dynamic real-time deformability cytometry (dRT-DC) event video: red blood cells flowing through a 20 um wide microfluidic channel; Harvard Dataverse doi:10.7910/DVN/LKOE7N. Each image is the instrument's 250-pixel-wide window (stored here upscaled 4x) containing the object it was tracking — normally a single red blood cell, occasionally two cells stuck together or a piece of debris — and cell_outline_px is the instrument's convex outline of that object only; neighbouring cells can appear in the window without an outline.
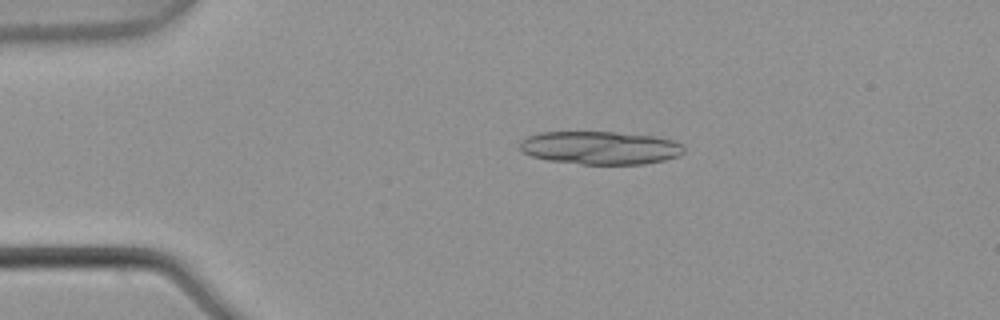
{"species": "common noctule bat (a hibernating species)", "species_latin": "Nyctalus noctula", "temperature_condition": "warm", "stored_images_in_passage": 4, "camera_frame_rate_fps": 3000, "um_per_image_px": 0.085, "animal": {"sex": "male", "body_mass_g": 21.5, "forearm_length_mm": 52.0}, "frame": {"image": 1, "passage_image": 3, "time_ms": 0.667, "image_size_px": [1000, 320], "cell_outline_px": [[684, 152], [680, 156], [664, 160], [644, 164], [580, 164], [548, 160], [532, 156], [524, 152], [520, 148], [520, 140], [528, 136], [540, 132], [616, 132], [656, 136], [672, 140], [680, 144], [684, 148]], "centroid_in_image_um": [51.03, 12.56], "position_along_channel_um": 34.0, "area_um2": 31.73}}